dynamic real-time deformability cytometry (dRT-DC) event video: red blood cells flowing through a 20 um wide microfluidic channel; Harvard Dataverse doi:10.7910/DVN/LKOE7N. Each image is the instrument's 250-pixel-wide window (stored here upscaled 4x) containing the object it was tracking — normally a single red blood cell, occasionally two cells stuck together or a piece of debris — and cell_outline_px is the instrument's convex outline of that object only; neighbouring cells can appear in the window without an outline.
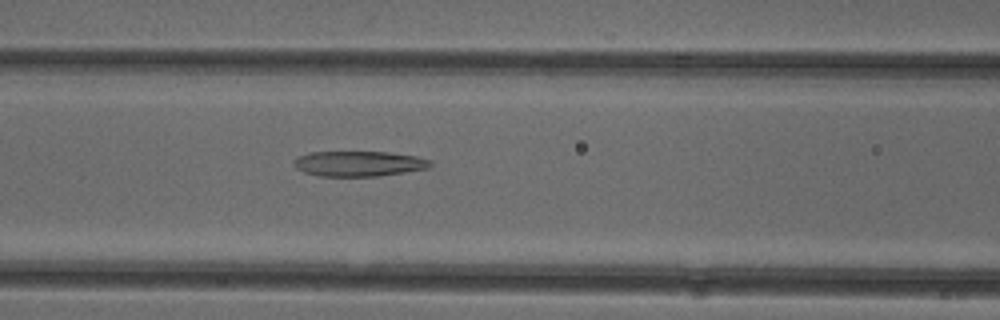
{"species": "common noctule bat (a hibernating species)", "species_latin": "Nyctalus noctula", "temperature_condition": "cold", "stored_images_in_passage": 37, "camera_frame_rate_fps": 3000, "um_per_image_px": 0.085, "animal": {"sex": "female"}, "frame": {"image": 1, "passage_image": 9, "time_ms": 2.667, "image_size_px": [1000, 320], "cell_outline_px": [[432, 164], [428, 168], [380, 176], [320, 176], [304, 172], [296, 168], [296, 156], [312, 152], [388, 152], [416, 156], [432, 160]], "centroid_in_image_um": [30.53, 13.91], "position_along_channel_um": 136.1, "area_um2": 20.0}}
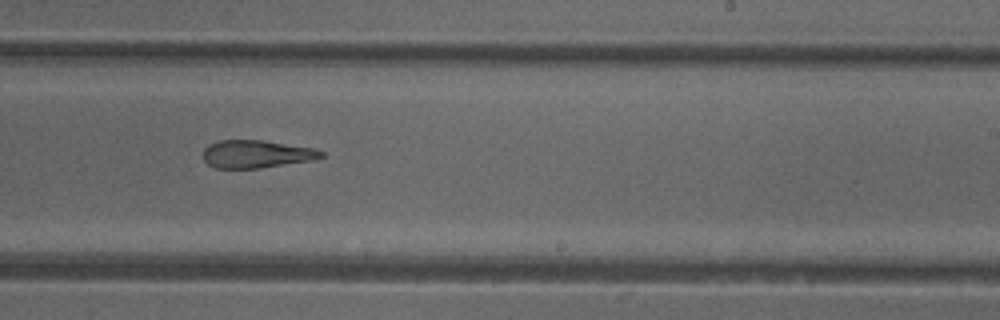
{"frame": {"image": 2, "passage_image": 19, "time_ms": 6.0, "image_size_px": [1000, 320], "cell_outline_px": [[324, 156], [312, 160], [260, 168], [216, 168], [208, 164], [204, 160], [204, 148], [208, 144], [216, 140], [264, 140], [312, 148], [324, 152]], "centroid_in_image_um": [21.76, 13.08], "position_along_channel_um": 267.2, "area_um2": 19.07}}
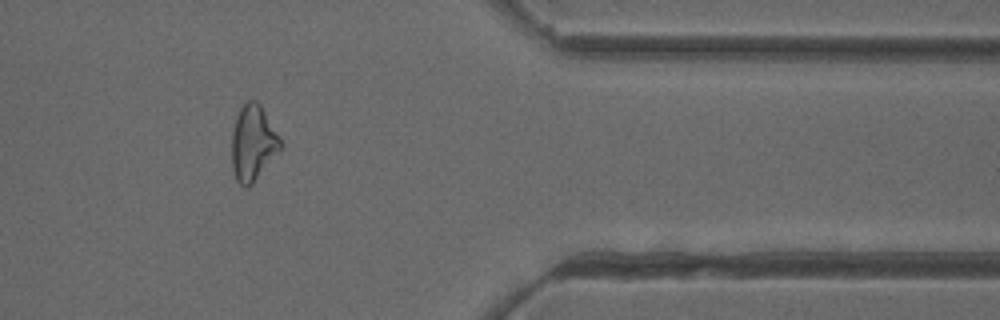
{"frame": {"image": 3, "passage_image": 30, "time_ms": 9.667, "image_size_px": [1000, 320], "cell_outline_px": [[284, 144], [252, 184], [248, 188], [244, 188], [236, 180], [232, 168], [232, 132], [236, 116], [240, 108], [248, 100], [256, 100], [260, 104], [280, 136]], "centroid_in_image_um": [21.5, 12.15], "position_along_channel_um": 389.9, "area_um2": 21.44}, "authors_computed_cell_mechanics": {"area_um2": 21.4438, "velocity_mm_per_s": 3.9371, "shape_relaxation_time_tau1_ms": null, "shape_relaxation_time_tau2_ms": 5.0945, "deformation_change_tau1": null, "deformation_change_tau2": 0.1833}}